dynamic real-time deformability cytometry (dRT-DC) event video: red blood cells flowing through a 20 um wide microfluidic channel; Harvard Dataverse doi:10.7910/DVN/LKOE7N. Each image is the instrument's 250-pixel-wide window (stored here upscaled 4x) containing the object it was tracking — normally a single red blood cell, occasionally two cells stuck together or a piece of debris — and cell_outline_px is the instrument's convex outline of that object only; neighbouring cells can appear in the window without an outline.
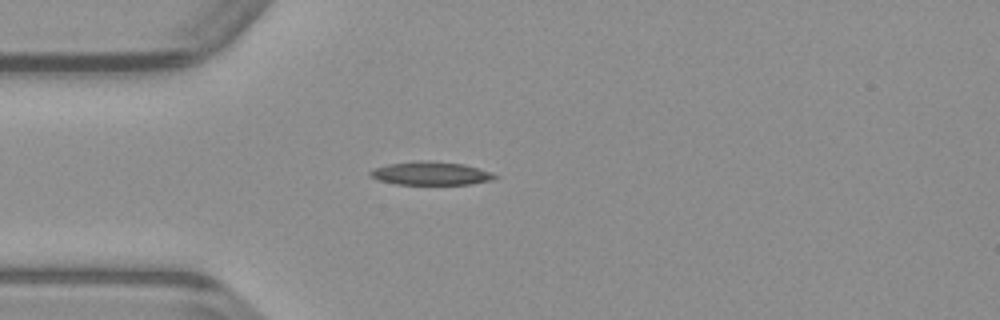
{"species": "common noctule bat (a hibernating species)", "species_latin": "Nyctalus noctula", "temperature_condition": "warm", "stored_images_in_passage": 37, "camera_frame_rate_fps": 3000, "um_per_image_px": 0.085, "animal": {"sex": "male", "body_mass_g": 23.1, "forearm_length_mm": 52.7}, "frame": {"image": 1, "passage_image": 1, "time_ms": 0.0, "image_size_px": [1000, 320], "cell_outline_px": [[500, 176], [492, 180], [472, 184], [396, 184], [376, 180], [368, 176], [368, 172], [372, 168], [388, 164], [420, 160], [428, 160], [464, 164], [492, 172]], "centroid_in_image_um": [36.59, 14.73], "position_along_channel_um": 48.4, "area_um2": 17.22}}
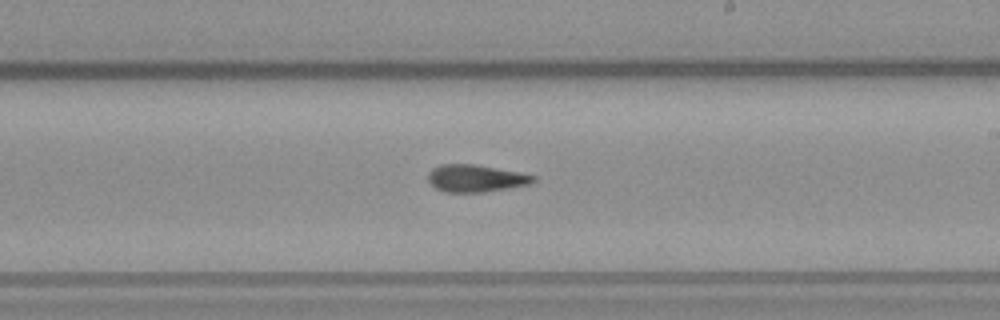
{"frame": {"image": 2, "passage_image": 16, "time_ms": 5.0, "image_size_px": [1000, 320], "cell_outline_px": [[536, 180], [528, 184], [480, 192], [444, 192], [436, 188], [428, 180], [428, 172], [432, 168], [440, 164], [476, 164], [520, 172], [536, 176]], "centroid_in_image_um": [40.4, 15.14], "position_along_channel_um": 248.6, "area_um2": 16.59}}
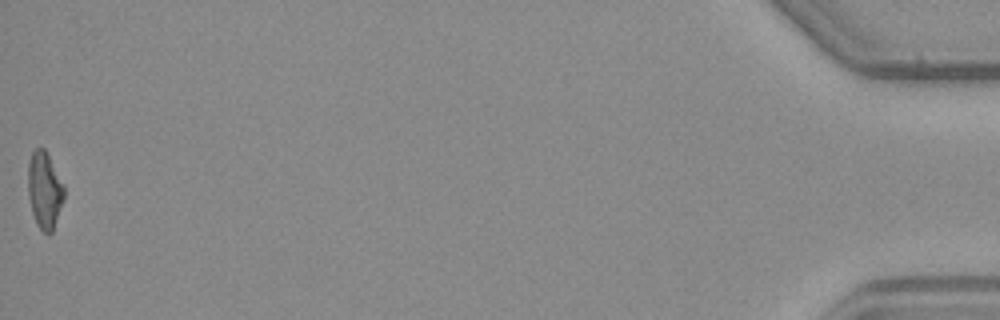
{"frame": {"image": 3, "passage_image": 37, "time_ms": 12.0, "image_size_px": [1000, 320], "cell_outline_px": [[64, 200], [52, 232], [48, 236], [36, 224], [32, 212], [28, 196], [28, 160], [32, 152], [36, 148], [44, 148], [64, 184]], "centroid_in_image_um": [3.78, 16.18], "position_along_channel_um": 431.4, "area_um2": 16.24}}